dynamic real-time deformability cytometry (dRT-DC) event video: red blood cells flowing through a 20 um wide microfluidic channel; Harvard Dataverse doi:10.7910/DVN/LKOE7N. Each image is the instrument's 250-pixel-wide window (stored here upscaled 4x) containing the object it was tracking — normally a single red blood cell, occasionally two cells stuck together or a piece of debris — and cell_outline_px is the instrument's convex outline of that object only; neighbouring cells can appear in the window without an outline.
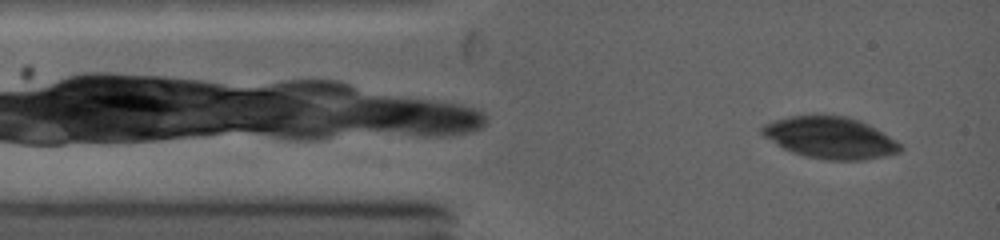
{"species": "common noctule bat (a hibernating species)", "species_latin": "Nyctalus noctula", "temperature_condition": "warm", "stored_images_in_passage": 6, "camera_frame_rate_fps": 5000, "um_per_image_px": 0.085, "animal": {"sex": "female", "body_mass_g": 19.0, "forearm_length_mm": 53.3}, "frame": {"image": 1, "passage_image": 1, "time_ms": 0.0, "image_size_px": [1000, 240], "cell_outline_px": [[904, 148], [900, 152], [884, 156], [860, 160], [828, 160], [804, 156], [792, 152], [776, 144], [764, 136], [760, 132], [760, 128], [764, 124], [772, 120], [788, 116], [848, 116], [860, 120], [876, 128], [896, 140]], "centroid_in_image_um": [70.56, 11.71], "position_along_channel_um": 14.4, "area_um2": 33.52}}
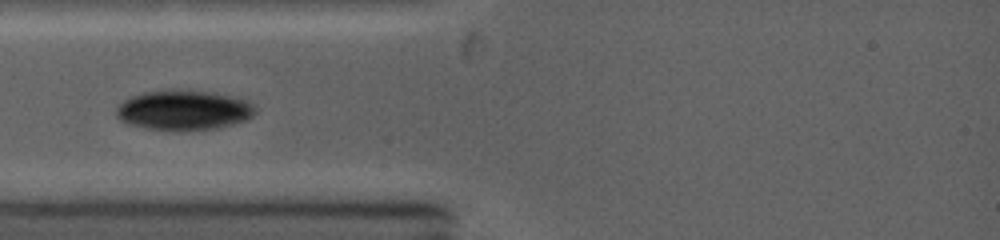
{"frame": {"image": 2, "passage_image": 4, "time_ms": 2.2, "image_size_px": [1000, 240], "cell_outline_px": [[256, 112], [248, 120], [220, 128], [180, 132], [176, 132], [144, 128], [124, 124], [116, 116], [116, 108], [124, 100], [132, 96], [148, 92], [204, 92], [228, 96], [244, 100], [252, 104], [256, 108]], "centroid_in_image_um": [15.59, 9.45], "position_along_channel_um": 69.4, "area_um2": 32.02}}